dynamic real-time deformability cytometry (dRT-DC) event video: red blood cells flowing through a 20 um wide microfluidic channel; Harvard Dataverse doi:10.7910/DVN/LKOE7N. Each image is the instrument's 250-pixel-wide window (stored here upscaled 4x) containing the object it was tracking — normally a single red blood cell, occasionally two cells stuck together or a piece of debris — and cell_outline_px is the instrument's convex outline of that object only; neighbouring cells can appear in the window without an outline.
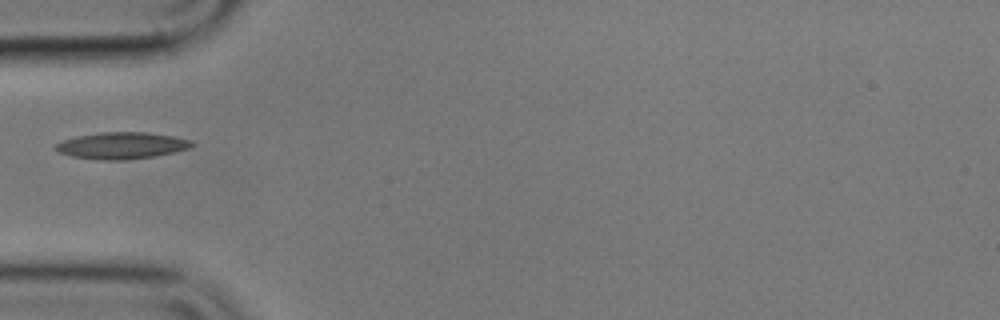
{"species": "common noctule bat (a hibernating species)", "species_latin": "Nyctalus noctula", "temperature_condition": "cold", "stored_images_in_passage": 37, "camera_frame_rate_fps": 3000, "um_per_image_px": 0.085, "animal": {"sex": "male", "body_mass_g": 17.9}, "frame": {"image": 1, "passage_image": 1, "time_ms": 0.0, "image_size_px": [1000, 320], "cell_outline_px": [[196, 144], [188, 148], [156, 156], [128, 160], [100, 160], [72, 156], [60, 152], [52, 148], [56, 144], [64, 140], [76, 136], [100, 132], [148, 132], [172, 136], [192, 140]], "centroid_in_image_um": [10.35, 12.37], "position_along_channel_um": 74.7, "area_um2": 21.21}}
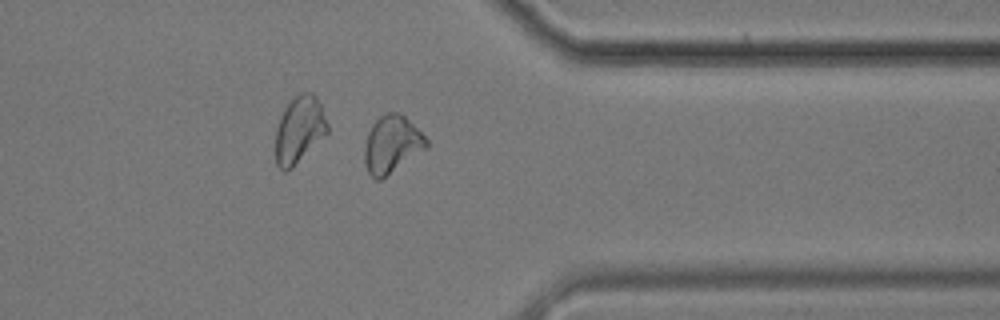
{"frame": {"image": 2, "passage_image": 27, "time_ms": 8.667, "image_size_px": [1000, 320], "cell_outline_px": [[428, 148], [380, 180], [376, 180], [368, 172], [364, 164], [364, 148], [368, 132], [372, 124], [380, 116], [388, 112], [400, 112], [428, 140]], "centroid_in_image_um": [33.29, 12.28], "position_along_channel_um": 378.1, "area_um2": 20.63}}